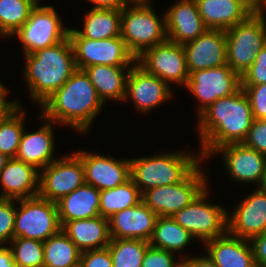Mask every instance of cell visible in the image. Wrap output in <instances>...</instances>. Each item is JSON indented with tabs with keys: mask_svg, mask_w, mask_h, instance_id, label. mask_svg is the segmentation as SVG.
<instances>
[{
	"mask_svg": "<svg viewBox=\"0 0 266 267\" xmlns=\"http://www.w3.org/2000/svg\"><path fill=\"white\" fill-rule=\"evenodd\" d=\"M199 115L201 158L228 144L243 143L253 122L249 99L242 87L234 94L217 99Z\"/></svg>",
	"mask_w": 266,
	"mask_h": 267,
	"instance_id": "cell-1",
	"label": "cell"
},
{
	"mask_svg": "<svg viewBox=\"0 0 266 267\" xmlns=\"http://www.w3.org/2000/svg\"><path fill=\"white\" fill-rule=\"evenodd\" d=\"M103 104L89 76L84 70L77 69L41 104L44 110L40 116L51 120L49 123H65L77 131L86 132Z\"/></svg>",
	"mask_w": 266,
	"mask_h": 267,
	"instance_id": "cell-2",
	"label": "cell"
},
{
	"mask_svg": "<svg viewBox=\"0 0 266 267\" xmlns=\"http://www.w3.org/2000/svg\"><path fill=\"white\" fill-rule=\"evenodd\" d=\"M25 78L33 100L42 104L77 70L70 38L25 55Z\"/></svg>",
	"mask_w": 266,
	"mask_h": 267,
	"instance_id": "cell-3",
	"label": "cell"
},
{
	"mask_svg": "<svg viewBox=\"0 0 266 267\" xmlns=\"http://www.w3.org/2000/svg\"><path fill=\"white\" fill-rule=\"evenodd\" d=\"M201 159L183 152L130 159V178L142 194L151 188L183 181L200 165Z\"/></svg>",
	"mask_w": 266,
	"mask_h": 267,
	"instance_id": "cell-4",
	"label": "cell"
},
{
	"mask_svg": "<svg viewBox=\"0 0 266 267\" xmlns=\"http://www.w3.org/2000/svg\"><path fill=\"white\" fill-rule=\"evenodd\" d=\"M121 10V37L129 51L139 57L146 49L168 40L166 15L157 17L149 1L130 2Z\"/></svg>",
	"mask_w": 266,
	"mask_h": 267,
	"instance_id": "cell-5",
	"label": "cell"
},
{
	"mask_svg": "<svg viewBox=\"0 0 266 267\" xmlns=\"http://www.w3.org/2000/svg\"><path fill=\"white\" fill-rule=\"evenodd\" d=\"M266 18L252 13L245 21L226 30V64L240 76L254 63L266 45Z\"/></svg>",
	"mask_w": 266,
	"mask_h": 267,
	"instance_id": "cell-6",
	"label": "cell"
},
{
	"mask_svg": "<svg viewBox=\"0 0 266 267\" xmlns=\"http://www.w3.org/2000/svg\"><path fill=\"white\" fill-rule=\"evenodd\" d=\"M199 165L181 182L151 188L142 193V202L158 217H172L189 205L206 188V176Z\"/></svg>",
	"mask_w": 266,
	"mask_h": 267,
	"instance_id": "cell-7",
	"label": "cell"
},
{
	"mask_svg": "<svg viewBox=\"0 0 266 267\" xmlns=\"http://www.w3.org/2000/svg\"><path fill=\"white\" fill-rule=\"evenodd\" d=\"M21 207L16 208L14 238L24 237L44 242L61 230L57 203L39 195L16 199Z\"/></svg>",
	"mask_w": 266,
	"mask_h": 267,
	"instance_id": "cell-8",
	"label": "cell"
},
{
	"mask_svg": "<svg viewBox=\"0 0 266 267\" xmlns=\"http://www.w3.org/2000/svg\"><path fill=\"white\" fill-rule=\"evenodd\" d=\"M76 68L84 70L88 66H129L136 63L135 56L129 51L122 37L92 40L82 37L76 29H69Z\"/></svg>",
	"mask_w": 266,
	"mask_h": 267,
	"instance_id": "cell-9",
	"label": "cell"
},
{
	"mask_svg": "<svg viewBox=\"0 0 266 267\" xmlns=\"http://www.w3.org/2000/svg\"><path fill=\"white\" fill-rule=\"evenodd\" d=\"M207 188L172 218L193 237L204 242L228 232L227 211L219 205L207 203Z\"/></svg>",
	"mask_w": 266,
	"mask_h": 267,
	"instance_id": "cell-10",
	"label": "cell"
},
{
	"mask_svg": "<svg viewBox=\"0 0 266 267\" xmlns=\"http://www.w3.org/2000/svg\"><path fill=\"white\" fill-rule=\"evenodd\" d=\"M53 6H35L28 20L14 34L23 45L24 55L52 47L69 37Z\"/></svg>",
	"mask_w": 266,
	"mask_h": 267,
	"instance_id": "cell-11",
	"label": "cell"
},
{
	"mask_svg": "<svg viewBox=\"0 0 266 267\" xmlns=\"http://www.w3.org/2000/svg\"><path fill=\"white\" fill-rule=\"evenodd\" d=\"M41 170L38 195L54 203L85 184L82 160L76 153L58 158Z\"/></svg>",
	"mask_w": 266,
	"mask_h": 267,
	"instance_id": "cell-12",
	"label": "cell"
},
{
	"mask_svg": "<svg viewBox=\"0 0 266 267\" xmlns=\"http://www.w3.org/2000/svg\"><path fill=\"white\" fill-rule=\"evenodd\" d=\"M136 63L147 73L155 75L165 83L173 82L186 87L189 72L183 45L169 40L146 49Z\"/></svg>",
	"mask_w": 266,
	"mask_h": 267,
	"instance_id": "cell-13",
	"label": "cell"
},
{
	"mask_svg": "<svg viewBox=\"0 0 266 267\" xmlns=\"http://www.w3.org/2000/svg\"><path fill=\"white\" fill-rule=\"evenodd\" d=\"M201 105L200 114L217 99L236 93L241 88V76L229 65L193 71L186 85Z\"/></svg>",
	"mask_w": 266,
	"mask_h": 267,
	"instance_id": "cell-14",
	"label": "cell"
},
{
	"mask_svg": "<svg viewBox=\"0 0 266 267\" xmlns=\"http://www.w3.org/2000/svg\"><path fill=\"white\" fill-rule=\"evenodd\" d=\"M189 74L226 65V31L208 29L183 45Z\"/></svg>",
	"mask_w": 266,
	"mask_h": 267,
	"instance_id": "cell-15",
	"label": "cell"
},
{
	"mask_svg": "<svg viewBox=\"0 0 266 267\" xmlns=\"http://www.w3.org/2000/svg\"><path fill=\"white\" fill-rule=\"evenodd\" d=\"M75 153L82 160L85 184L94 186L99 191L113 189L130 179V159L115 160L110 155L102 156L85 151Z\"/></svg>",
	"mask_w": 266,
	"mask_h": 267,
	"instance_id": "cell-16",
	"label": "cell"
},
{
	"mask_svg": "<svg viewBox=\"0 0 266 267\" xmlns=\"http://www.w3.org/2000/svg\"><path fill=\"white\" fill-rule=\"evenodd\" d=\"M228 218V233L251 240L266 232V192L257 188L235 208Z\"/></svg>",
	"mask_w": 266,
	"mask_h": 267,
	"instance_id": "cell-17",
	"label": "cell"
},
{
	"mask_svg": "<svg viewBox=\"0 0 266 267\" xmlns=\"http://www.w3.org/2000/svg\"><path fill=\"white\" fill-rule=\"evenodd\" d=\"M169 85L136 63L130 67L124 100L131 98L138 110L150 111L171 98L173 93Z\"/></svg>",
	"mask_w": 266,
	"mask_h": 267,
	"instance_id": "cell-18",
	"label": "cell"
},
{
	"mask_svg": "<svg viewBox=\"0 0 266 267\" xmlns=\"http://www.w3.org/2000/svg\"><path fill=\"white\" fill-rule=\"evenodd\" d=\"M158 215L142 201L113 214L109 220L111 238L142 239L150 241Z\"/></svg>",
	"mask_w": 266,
	"mask_h": 267,
	"instance_id": "cell-19",
	"label": "cell"
},
{
	"mask_svg": "<svg viewBox=\"0 0 266 267\" xmlns=\"http://www.w3.org/2000/svg\"><path fill=\"white\" fill-rule=\"evenodd\" d=\"M165 15L167 38L171 42L184 45L208 30L199 14L196 0H180Z\"/></svg>",
	"mask_w": 266,
	"mask_h": 267,
	"instance_id": "cell-20",
	"label": "cell"
},
{
	"mask_svg": "<svg viewBox=\"0 0 266 267\" xmlns=\"http://www.w3.org/2000/svg\"><path fill=\"white\" fill-rule=\"evenodd\" d=\"M223 153L226 170L230 176L242 182H258L263 176L266 156L243 143L228 144L216 149L214 153Z\"/></svg>",
	"mask_w": 266,
	"mask_h": 267,
	"instance_id": "cell-21",
	"label": "cell"
},
{
	"mask_svg": "<svg viewBox=\"0 0 266 267\" xmlns=\"http://www.w3.org/2000/svg\"><path fill=\"white\" fill-rule=\"evenodd\" d=\"M39 173L34 166L16 158H10L0 173V183L4 191L0 198L16 200L37 196Z\"/></svg>",
	"mask_w": 266,
	"mask_h": 267,
	"instance_id": "cell-22",
	"label": "cell"
},
{
	"mask_svg": "<svg viewBox=\"0 0 266 267\" xmlns=\"http://www.w3.org/2000/svg\"><path fill=\"white\" fill-rule=\"evenodd\" d=\"M249 243H247V242ZM208 258L217 267H257L250 240L228 232L206 242Z\"/></svg>",
	"mask_w": 266,
	"mask_h": 267,
	"instance_id": "cell-23",
	"label": "cell"
},
{
	"mask_svg": "<svg viewBox=\"0 0 266 267\" xmlns=\"http://www.w3.org/2000/svg\"><path fill=\"white\" fill-rule=\"evenodd\" d=\"M196 3L207 29L226 31L253 13L239 0H196Z\"/></svg>",
	"mask_w": 266,
	"mask_h": 267,
	"instance_id": "cell-24",
	"label": "cell"
},
{
	"mask_svg": "<svg viewBox=\"0 0 266 267\" xmlns=\"http://www.w3.org/2000/svg\"><path fill=\"white\" fill-rule=\"evenodd\" d=\"M61 230L81 252L106 248L111 240L109 220L101 215L65 222Z\"/></svg>",
	"mask_w": 266,
	"mask_h": 267,
	"instance_id": "cell-25",
	"label": "cell"
},
{
	"mask_svg": "<svg viewBox=\"0 0 266 267\" xmlns=\"http://www.w3.org/2000/svg\"><path fill=\"white\" fill-rule=\"evenodd\" d=\"M48 123L32 133L23 130L16 159L34 166L37 170L47 167L53 159L54 134Z\"/></svg>",
	"mask_w": 266,
	"mask_h": 267,
	"instance_id": "cell-26",
	"label": "cell"
},
{
	"mask_svg": "<svg viewBox=\"0 0 266 267\" xmlns=\"http://www.w3.org/2000/svg\"><path fill=\"white\" fill-rule=\"evenodd\" d=\"M100 191L84 184L57 202L61 226L71 220H81L100 216Z\"/></svg>",
	"mask_w": 266,
	"mask_h": 267,
	"instance_id": "cell-27",
	"label": "cell"
},
{
	"mask_svg": "<svg viewBox=\"0 0 266 267\" xmlns=\"http://www.w3.org/2000/svg\"><path fill=\"white\" fill-rule=\"evenodd\" d=\"M128 66L93 65L84 69L99 98L105 103L106 99L124 100L126 82L130 68Z\"/></svg>",
	"mask_w": 266,
	"mask_h": 267,
	"instance_id": "cell-28",
	"label": "cell"
},
{
	"mask_svg": "<svg viewBox=\"0 0 266 267\" xmlns=\"http://www.w3.org/2000/svg\"><path fill=\"white\" fill-rule=\"evenodd\" d=\"M84 30L76 31L84 38L103 40L121 36V10L91 9L84 19Z\"/></svg>",
	"mask_w": 266,
	"mask_h": 267,
	"instance_id": "cell-29",
	"label": "cell"
},
{
	"mask_svg": "<svg viewBox=\"0 0 266 267\" xmlns=\"http://www.w3.org/2000/svg\"><path fill=\"white\" fill-rule=\"evenodd\" d=\"M44 267H78L82 252L60 230L43 242Z\"/></svg>",
	"mask_w": 266,
	"mask_h": 267,
	"instance_id": "cell-30",
	"label": "cell"
},
{
	"mask_svg": "<svg viewBox=\"0 0 266 267\" xmlns=\"http://www.w3.org/2000/svg\"><path fill=\"white\" fill-rule=\"evenodd\" d=\"M193 238L172 217H158L149 244L151 247L175 253L187 246Z\"/></svg>",
	"mask_w": 266,
	"mask_h": 267,
	"instance_id": "cell-31",
	"label": "cell"
},
{
	"mask_svg": "<svg viewBox=\"0 0 266 267\" xmlns=\"http://www.w3.org/2000/svg\"><path fill=\"white\" fill-rule=\"evenodd\" d=\"M141 201L142 194L130 178L113 189L100 191L99 212L102 217L109 219L113 214L133 207Z\"/></svg>",
	"mask_w": 266,
	"mask_h": 267,
	"instance_id": "cell-32",
	"label": "cell"
},
{
	"mask_svg": "<svg viewBox=\"0 0 266 267\" xmlns=\"http://www.w3.org/2000/svg\"><path fill=\"white\" fill-rule=\"evenodd\" d=\"M17 101L0 116V152L15 158L23 133L25 112ZM20 110V112H19Z\"/></svg>",
	"mask_w": 266,
	"mask_h": 267,
	"instance_id": "cell-33",
	"label": "cell"
},
{
	"mask_svg": "<svg viewBox=\"0 0 266 267\" xmlns=\"http://www.w3.org/2000/svg\"><path fill=\"white\" fill-rule=\"evenodd\" d=\"M149 246V242L142 239L111 238L107 247L113 267H141L144 253Z\"/></svg>",
	"mask_w": 266,
	"mask_h": 267,
	"instance_id": "cell-34",
	"label": "cell"
},
{
	"mask_svg": "<svg viewBox=\"0 0 266 267\" xmlns=\"http://www.w3.org/2000/svg\"><path fill=\"white\" fill-rule=\"evenodd\" d=\"M35 6L23 0H0V35H13L28 20Z\"/></svg>",
	"mask_w": 266,
	"mask_h": 267,
	"instance_id": "cell-35",
	"label": "cell"
},
{
	"mask_svg": "<svg viewBox=\"0 0 266 267\" xmlns=\"http://www.w3.org/2000/svg\"><path fill=\"white\" fill-rule=\"evenodd\" d=\"M10 250L17 267H44V245L24 237L13 238Z\"/></svg>",
	"mask_w": 266,
	"mask_h": 267,
	"instance_id": "cell-36",
	"label": "cell"
},
{
	"mask_svg": "<svg viewBox=\"0 0 266 267\" xmlns=\"http://www.w3.org/2000/svg\"><path fill=\"white\" fill-rule=\"evenodd\" d=\"M15 199L0 198V245L14 238Z\"/></svg>",
	"mask_w": 266,
	"mask_h": 267,
	"instance_id": "cell-37",
	"label": "cell"
},
{
	"mask_svg": "<svg viewBox=\"0 0 266 267\" xmlns=\"http://www.w3.org/2000/svg\"><path fill=\"white\" fill-rule=\"evenodd\" d=\"M241 87L249 99L253 119H266V83Z\"/></svg>",
	"mask_w": 266,
	"mask_h": 267,
	"instance_id": "cell-38",
	"label": "cell"
},
{
	"mask_svg": "<svg viewBox=\"0 0 266 267\" xmlns=\"http://www.w3.org/2000/svg\"><path fill=\"white\" fill-rule=\"evenodd\" d=\"M266 83V45L257 54L254 63L241 76V85Z\"/></svg>",
	"mask_w": 266,
	"mask_h": 267,
	"instance_id": "cell-39",
	"label": "cell"
},
{
	"mask_svg": "<svg viewBox=\"0 0 266 267\" xmlns=\"http://www.w3.org/2000/svg\"><path fill=\"white\" fill-rule=\"evenodd\" d=\"M173 255L170 251L149 246L144 253L141 267H182V262H176Z\"/></svg>",
	"mask_w": 266,
	"mask_h": 267,
	"instance_id": "cell-40",
	"label": "cell"
},
{
	"mask_svg": "<svg viewBox=\"0 0 266 267\" xmlns=\"http://www.w3.org/2000/svg\"><path fill=\"white\" fill-rule=\"evenodd\" d=\"M243 144L251 149L257 150L266 156V120L253 119L248 135Z\"/></svg>",
	"mask_w": 266,
	"mask_h": 267,
	"instance_id": "cell-41",
	"label": "cell"
},
{
	"mask_svg": "<svg viewBox=\"0 0 266 267\" xmlns=\"http://www.w3.org/2000/svg\"><path fill=\"white\" fill-rule=\"evenodd\" d=\"M78 267H113L108 247L82 252Z\"/></svg>",
	"mask_w": 266,
	"mask_h": 267,
	"instance_id": "cell-42",
	"label": "cell"
},
{
	"mask_svg": "<svg viewBox=\"0 0 266 267\" xmlns=\"http://www.w3.org/2000/svg\"><path fill=\"white\" fill-rule=\"evenodd\" d=\"M250 241L257 267H266V232L255 236Z\"/></svg>",
	"mask_w": 266,
	"mask_h": 267,
	"instance_id": "cell-43",
	"label": "cell"
},
{
	"mask_svg": "<svg viewBox=\"0 0 266 267\" xmlns=\"http://www.w3.org/2000/svg\"><path fill=\"white\" fill-rule=\"evenodd\" d=\"M94 3L93 9H113V10H122L129 0H88Z\"/></svg>",
	"mask_w": 266,
	"mask_h": 267,
	"instance_id": "cell-44",
	"label": "cell"
},
{
	"mask_svg": "<svg viewBox=\"0 0 266 267\" xmlns=\"http://www.w3.org/2000/svg\"><path fill=\"white\" fill-rule=\"evenodd\" d=\"M182 261V267H217L207 256L188 258Z\"/></svg>",
	"mask_w": 266,
	"mask_h": 267,
	"instance_id": "cell-45",
	"label": "cell"
},
{
	"mask_svg": "<svg viewBox=\"0 0 266 267\" xmlns=\"http://www.w3.org/2000/svg\"><path fill=\"white\" fill-rule=\"evenodd\" d=\"M0 267H17L10 248L0 245Z\"/></svg>",
	"mask_w": 266,
	"mask_h": 267,
	"instance_id": "cell-46",
	"label": "cell"
},
{
	"mask_svg": "<svg viewBox=\"0 0 266 267\" xmlns=\"http://www.w3.org/2000/svg\"><path fill=\"white\" fill-rule=\"evenodd\" d=\"M2 83H0V110H8L16 101L7 102L6 101V94L8 90H6Z\"/></svg>",
	"mask_w": 266,
	"mask_h": 267,
	"instance_id": "cell-47",
	"label": "cell"
},
{
	"mask_svg": "<svg viewBox=\"0 0 266 267\" xmlns=\"http://www.w3.org/2000/svg\"><path fill=\"white\" fill-rule=\"evenodd\" d=\"M264 7H266V0H258L254 14L263 16Z\"/></svg>",
	"mask_w": 266,
	"mask_h": 267,
	"instance_id": "cell-48",
	"label": "cell"
},
{
	"mask_svg": "<svg viewBox=\"0 0 266 267\" xmlns=\"http://www.w3.org/2000/svg\"><path fill=\"white\" fill-rule=\"evenodd\" d=\"M244 3L253 13L256 9V4L258 0H239Z\"/></svg>",
	"mask_w": 266,
	"mask_h": 267,
	"instance_id": "cell-49",
	"label": "cell"
},
{
	"mask_svg": "<svg viewBox=\"0 0 266 267\" xmlns=\"http://www.w3.org/2000/svg\"><path fill=\"white\" fill-rule=\"evenodd\" d=\"M10 157L6 154L0 152V173L2 169L6 166V163L9 161Z\"/></svg>",
	"mask_w": 266,
	"mask_h": 267,
	"instance_id": "cell-50",
	"label": "cell"
},
{
	"mask_svg": "<svg viewBox=\"0 0 266 267\" xmlns=\"http://www.w3.org/2000/svg\"><path fill=\"white\" fill-rule=\"evenodd\" d=\"M259 185H260V186H258V188H259L260 190L266 192V164H265L264 172H263V176H262V179H261V182H260Z\"/></svg>",
	"mask_w": 266,
	"mask_h": 267,
	"instance_id": "cell-51",
	"label": "cell"
},
{
	"mask_svg": "<svg viewBox=\"0 0 266 267\" xmlns=\"http://www.w3.org/2000/svg\"><path fill=\"white\" fill-rule=\"evenodd\" d=\"M23 1L31 2L34 6L40 5L39 2H38L39 0H23Z\"/></svg>",
	"mask_w": 266,
	"mask_h": 267,
	"instance_id": "cell-52",
	"label": "cell"
},
{
	"mask_svg": "<svg viewBox=\"0 0 266 267\" xmlns=\"http://www.w3.org/2000/svg\"><path fill=\"white\" fill-rule=\"evenodd\" d=\"M130 2H142V1H149V0H129Z\"/></svg>",
	"mask_w": 266,
	"mask_h": 267,
	"instance_id": "cell-53",
	"label": "cell"
},
{
	"mask_svg": "<svg viewBox=\"0 0 266 267\" xmlns=\"http://www.w3.org/2000/svg\"><path fill=\"white\" fill-rule=\"evenodd\" d=\"M5 111H6V110H0V116H1V114L4 113Z\"/></svg>",
	"mask_w": 266,
	"mask_h": 267,
	"instance_id": "cell-54",
	"label": "cell"
}]
</instances>
